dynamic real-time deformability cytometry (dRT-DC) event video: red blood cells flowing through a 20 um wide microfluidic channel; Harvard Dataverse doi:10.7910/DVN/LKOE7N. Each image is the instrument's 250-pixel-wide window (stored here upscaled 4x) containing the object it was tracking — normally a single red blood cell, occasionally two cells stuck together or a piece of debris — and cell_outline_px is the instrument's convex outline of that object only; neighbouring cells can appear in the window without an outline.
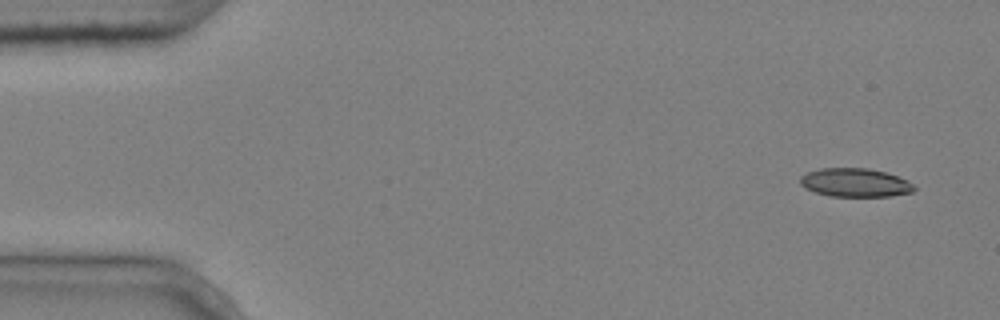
{"species": "common noctule bat (a hibernating species)", "species_latin": "Nyctalus noctula", "temperature_condition": "cold", "stored_images_in_passage": 9, "camera_frame_rate_fps": 3000, "um_per_image_px": 0.085, "animal": {"sex": "male", "body_mass_g": 20.4}, "frame": {"image": 1, "passage_image": 1, "time_ms": 0.0, "image_size_px": [1000, 320], "cell_outline_px": [[916, 188], [912, 192], [892, 196], [828, 196], [804, 188], [800, 184], [800, 176], [808, 172], [820, 168], [868, 168], [884, 172], [908, 180]], "centroid_in_image_um": [72.67, 15.52], "position_along_channel_um": 12.3, "area_um2": 18.96}}
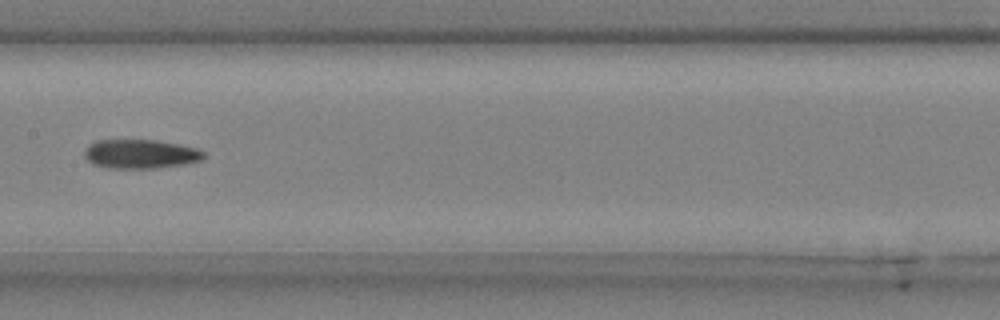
{"frame": {"image": 2, "passage_image": 7, "time_ms": 2.0, "image_size_px": [1000, 320], "cell_outline_px": [[204, 156], [200, 160], [184, 164], [156, 168], [108, 168], [92, 164], [84, 156], [84, 152], [88, 144], [96, 140], [156, 140], [196, 148], [204, 152]], "centroid_in_image_um": [11.89, 13.09], "position_along_channel_um": 195.5, "area_um2": 20.11}}
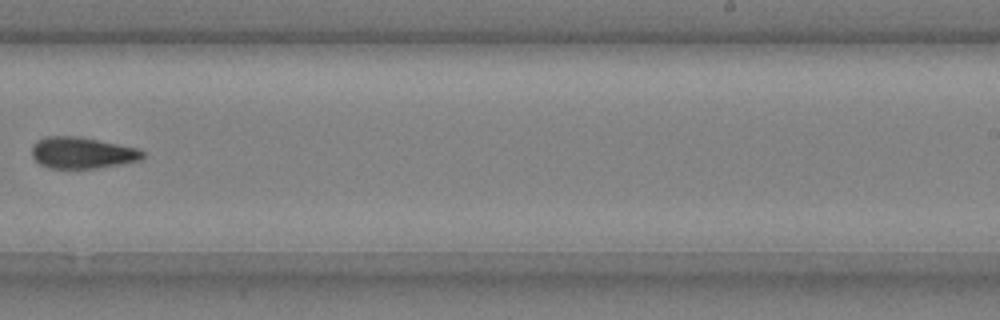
{"frame": {"image": 3, "passage_image": 9, "time_ms": 2.667, "image_size_px": [1000, 320], "cell_outline_px": [[144, 156], [140, 160], [120, 164], [96, 168], [48, 168], [40, 164], [32, 156], [32, 144], [36, 140], [44, 136], [80, 136], [140, 148], [144, 152]], "centroid_in_image_um": [6.98, 12.97], "position_along_channel_um": 282.0, "area_um2": 20.52}}